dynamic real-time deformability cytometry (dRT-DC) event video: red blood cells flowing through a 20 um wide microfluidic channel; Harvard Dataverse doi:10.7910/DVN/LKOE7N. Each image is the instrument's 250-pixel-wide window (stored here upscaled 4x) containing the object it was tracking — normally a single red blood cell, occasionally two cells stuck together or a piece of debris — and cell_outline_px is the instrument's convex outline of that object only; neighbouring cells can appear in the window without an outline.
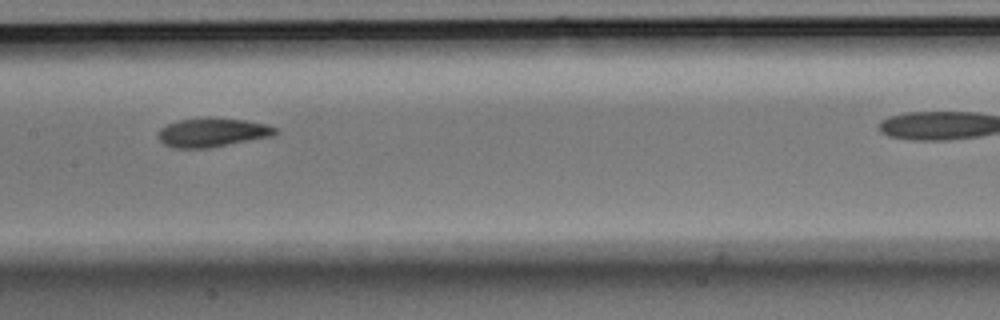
{"species": "Egyptian fruit bat (a non-hibernating species)", "species_latin": "Rousettus aegyptiacus", "temperature_condition": "room temperature", "stored_images_in_passage": 8, "camera_frame_rate_fps": 3000, "um_per_image_px": 0.085, "animal": {"sex": "male"}, "frame": {"image": 1, "passage_image": 5, "time_ms": 1.333, "image_size_px": [1000, 320], "cell_outline_px": [[276, 132], [272, 136], [208, 148], [176, 148], [164, 144], [160, 140], [160, 128], [168, 124], [180, 120], [204, 116], [216, 116], [244, 120], [268, 124], [276, 128]], "centroid_in_image_um": [18.06, 11.23], "position_along_channel_um": 189.3, "area_um2": 19.83}}
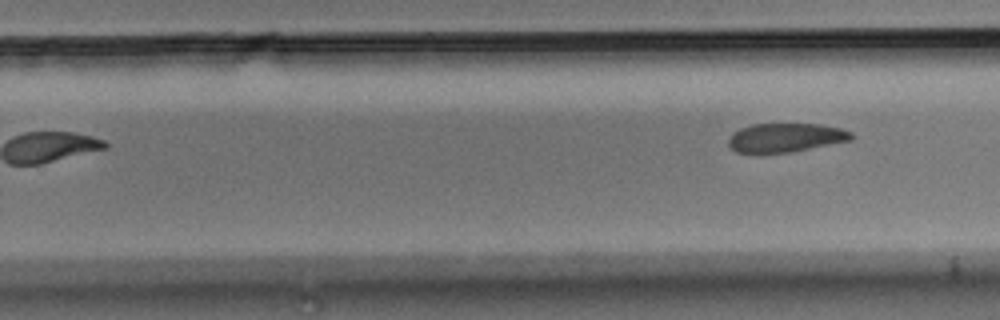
{"frame": {"image": 2, "passage_image": 8, "time_ms": 2.333, "image_size_px": [1000, 320], "cell_outline_px": [[856, 136], [852, 140], [788, 152], [756, 156], [736, 152], [728, 144], [728, 140], [732, 132], [740, 128], [752, 124], [820, 124], [840, 128], [852, 132]], "centroid_in_image_um": [66.72, 11.73], "position_along_channel_um": 263.1, "area_um2": 21.27}}